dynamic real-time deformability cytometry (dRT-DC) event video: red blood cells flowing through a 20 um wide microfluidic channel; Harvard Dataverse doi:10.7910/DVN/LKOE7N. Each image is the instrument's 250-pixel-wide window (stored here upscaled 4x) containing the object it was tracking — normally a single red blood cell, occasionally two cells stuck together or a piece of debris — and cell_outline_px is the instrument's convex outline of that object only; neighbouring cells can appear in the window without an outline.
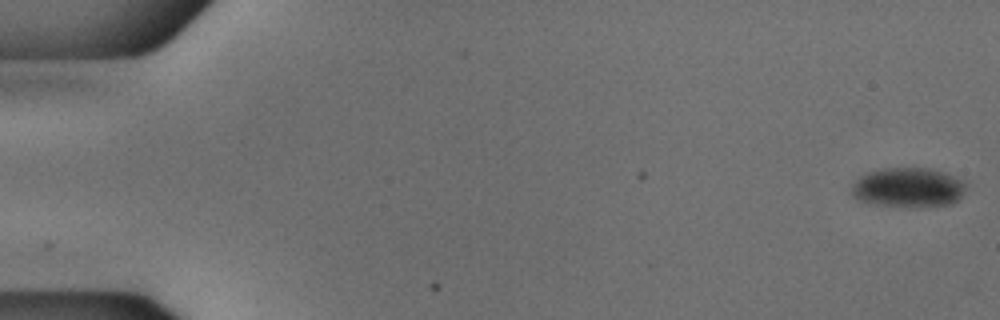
{"species": "common noctule bat (a hibernating species)", "species_latin": "Nyctalus noctula", "temperature_condition": "cold", "stored_images_in_passage": 54, "camera_frame_rate_fps": 3000, "um_per_image_px": 0.085, "animal": {"sex": "male", "body_mass_g": 18.8}, "frame": {"image": 1, "passage_image": 1, "time_ms": 0.0, "image_size_px": [1000, 320], "cell_outline_px": [[968, 184], [964, 192], [952, 204], [868, 204], [852, 196], [852, 184], [860, 176], [868, 172], [884, 168], [928, 168], [944, 172]], "centroid_in_image_um": [77.16, 15.89], "position_along_channel_um": 7.8, "area_um2": 25.49}}
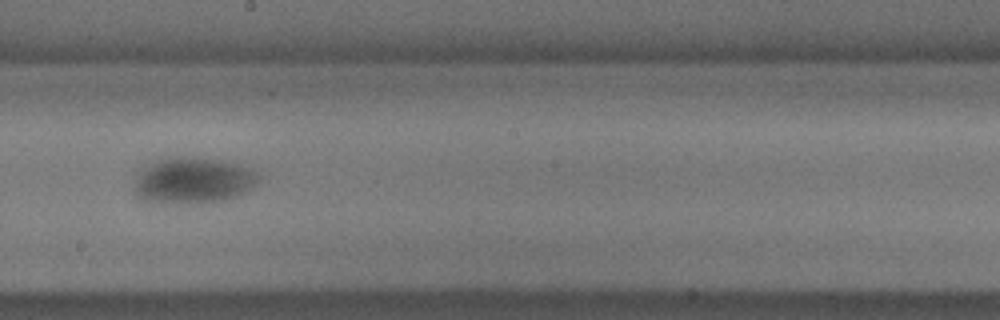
{"frame": {"image": 2, "passage_image": 31, "time_ms": 10.0, "image_size_px": [1000, 320], "cell_outline_px": [[260, 176], [256, 184], [236, 196], [220, 200], [144, 200], [136, 196], [136, 180], [144, 168], [148, 164], [160, 160], [176, 156], [224, 160], [256, 172]], "centroid_in_image_um": [16.44, 15.28], "position_along_channel_um": 231.8, "area_um2": 31.44}}
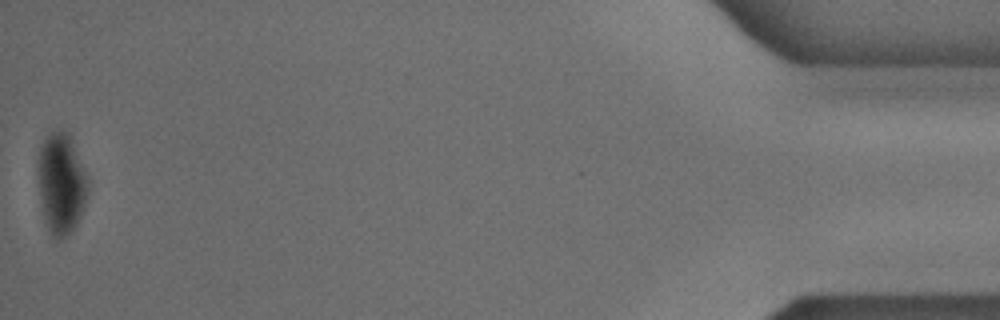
{"frame": {"image": 3, "passage_image": 54, "time_ms": 17.667, "image_size_px": [1000, 320], "cell_outline_px": [[88, 192], [80, 216], [76, 224], [68, 236], [60, 240], [56, 240], [52, 236], [44, 220], [40, 200], [36, 172], [36, 160], [40, 148], [48, 132], [52, 128], [68, 132], [72, 136], [88, 176]], "centroid_in_image_um": [5.18, 15.54], "position_along_channel_um": 430.0, "area_um2": 30.4}}